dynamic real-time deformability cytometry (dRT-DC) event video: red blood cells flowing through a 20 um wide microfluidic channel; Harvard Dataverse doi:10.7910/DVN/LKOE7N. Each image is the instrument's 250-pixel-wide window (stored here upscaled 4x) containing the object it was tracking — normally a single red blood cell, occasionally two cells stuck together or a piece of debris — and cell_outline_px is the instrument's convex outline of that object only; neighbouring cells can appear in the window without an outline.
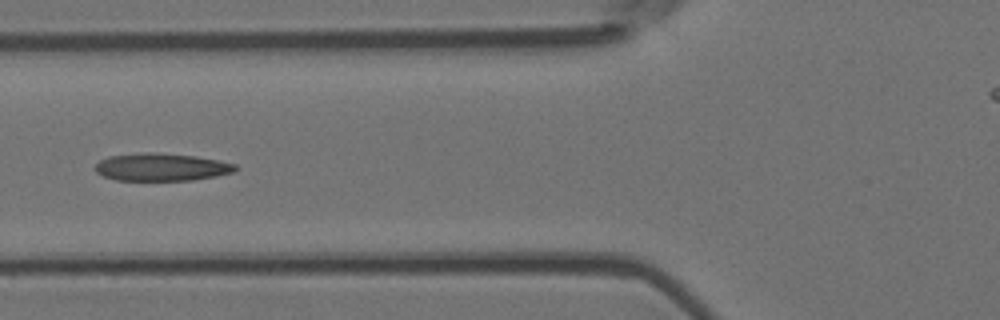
{"species": "Egyptian fruit bat (a non-hibernating species)", "species_latin": "Rousettus aegyptiacus", "temperature_condition": "room temperature", "stored_images_in_passage": 8, "camera_frame_rate_fps": 3000, "um_per_image_px": 0.085, "animal": {"sex": "female"}, "frame": {"image": 1, "passage_image": 5, "time_ms": 1.333, "image_size_px": [1000, 320], "cell_outline_px": [[236, 168], [232, 172], [216, 176], [192, 180], [116, 180], [104, 176], [96, 172], [96, 164], [100, 160], [108, 156], [144, 152], [156, 152], [196, 156], [236, 164]], "centroid_in_image_um": [13.69, 14.19], "position_along_channel_um": 112.1, "area_um2": 22.43}}
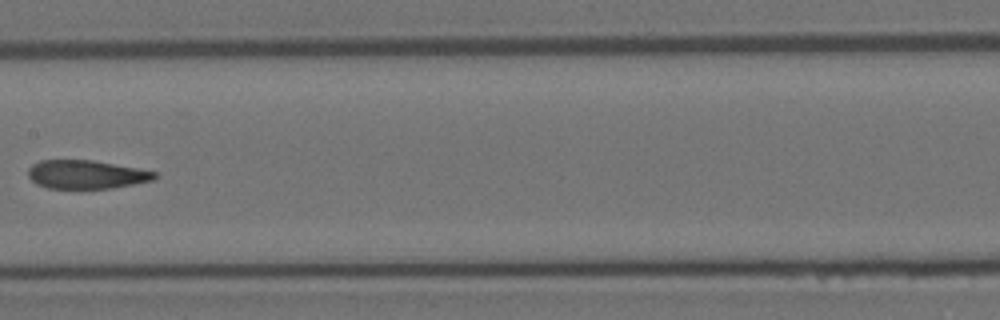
{"frame": {"image": 2, "passage_image": 7, "time_ms": 2.0, "image_size_px": [1000, 320], "cell_outline_px": [[160, 176], [152, 180], [112, 188], [48, 188], [36, 184], [28, 176], [28, 168], [32, 164], [40, 160], [92, 160], [136, 168], [156, 172]], "centroid_in_image_um": [7.31, 14.82], "position_along_channel_um": 200.1, "area_um2": 20.92}}
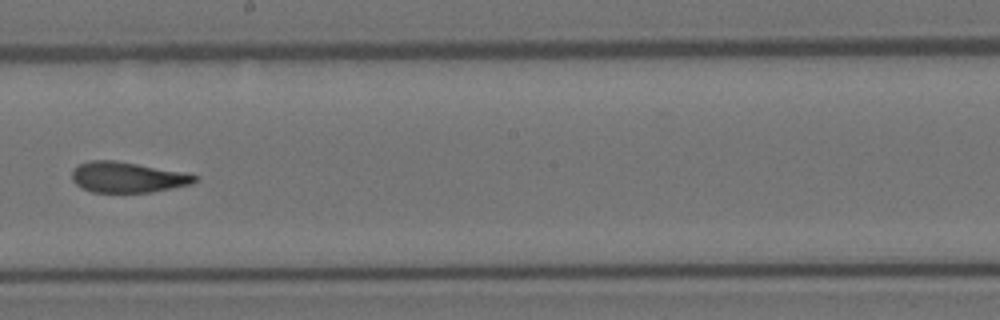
{"frame": {"image": 3, "passage_image": 8, "time_ms": 2.333, "image_size_px": [1000, 320], "cell_outline_px": [[200, 176], [192, 184], [172, 188], [148, 192], [92, 192], [76, 184], [72, 180], [72, 172], [80, 164], [92, 160], [116, 160], [188, 172]], "centroid_in_image_um": [10.9, 15.05], "position_along_channel_um": 237.3, "area_um2": 21.96}}